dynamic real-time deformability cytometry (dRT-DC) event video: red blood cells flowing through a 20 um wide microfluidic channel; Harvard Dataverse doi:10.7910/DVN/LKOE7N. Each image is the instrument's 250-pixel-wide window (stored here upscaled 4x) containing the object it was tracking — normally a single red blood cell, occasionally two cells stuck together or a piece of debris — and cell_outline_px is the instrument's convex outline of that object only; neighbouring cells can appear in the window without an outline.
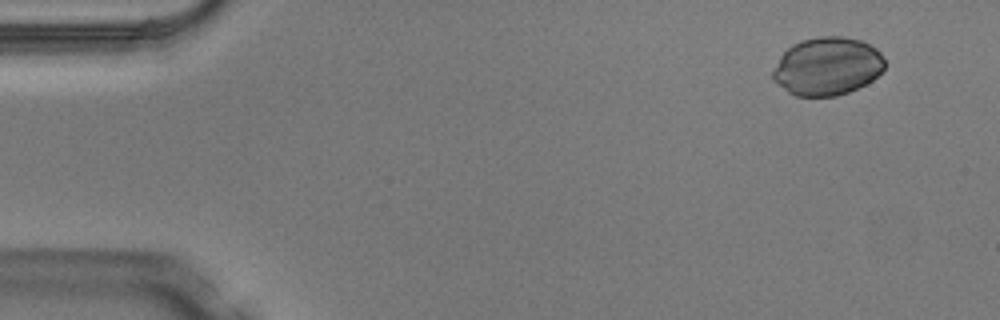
{"species": "Egyptian fruit bat (a non-hibernating species)", "species_latin": "Rousettus aegyptiacus", "temperature_condition": "warm", "stored_images_in_passage": 3, "camera_frame_rate_fps": 3000, "um_per_image_px": 0.085, "animal": {"sex": "male"}, "frame": {"image": 1, "passage_image": 1, "time_ms": 0.0, "image_size_px": [1000, 320], "cell_outline_px": [[884, 68], [872, 80], [848, 92], [836, 96], [796, 96], [788, 92], [772, 80], [772, 72], [780, 56], [792, 44], [800, 40], [820, 36], [840, 36], [860, 40], [876, 48], [880, 52], [884, 60]], "centroid_in_image_um": [70.29, 5.63], "position_along_channel_um": 14.7, "area_um2": 37.8}}